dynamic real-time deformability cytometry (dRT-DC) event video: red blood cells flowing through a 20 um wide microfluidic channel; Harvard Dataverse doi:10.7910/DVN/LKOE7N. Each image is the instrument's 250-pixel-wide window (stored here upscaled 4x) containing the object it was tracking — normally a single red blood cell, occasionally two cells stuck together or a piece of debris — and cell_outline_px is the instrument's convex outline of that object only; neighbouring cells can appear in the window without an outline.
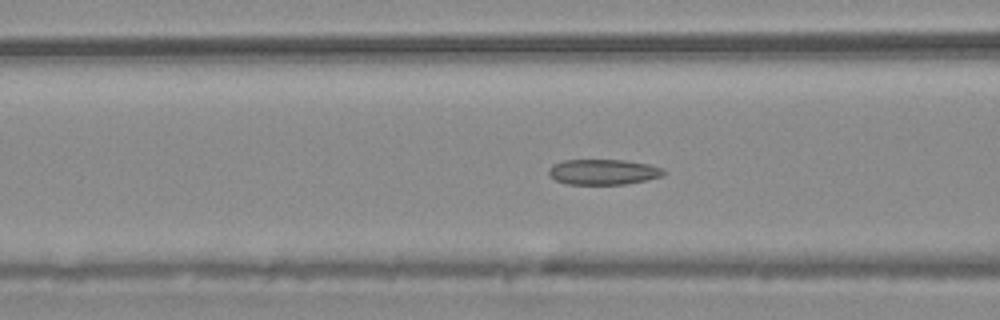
{"species": "common noctule bat (a hibernating species)", "species_latin": "Nyctalus noctula", "temperature_condition": "warm", "stored_images_in_passage": 55, "camera_frame_rate_fps": 3000, "um_per_image_px": 0.085, "animal": {"sex": "male", "body_mass_g": 20.4}, "frame": {"image": 1, "passage_image": 21, "time_ms": 6.667, "image_size_px": [1000, 320], "cell_outline_px": [[664, 176], [624, 184], [568, 184], [556, 180], [548, 176], [548, 168], [552, 164], [564, 160], [624, 160], [648, 164], [664, 168]], "centroid_in_image_um": [51.24, 14.61], "position_along_channel_um": 115.4, "area_um2": 17.05}}
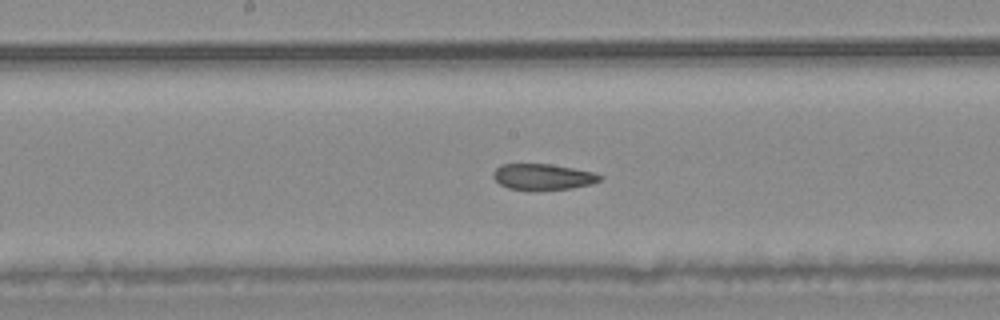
{"frame": {"image": 2, "passage_image": 28, "time_ms": 9.0, "image_size_px": [1000, 320], "cell_outline_px": [[604, 176], [600, 180], [592, 184], [572, 188], [508, 188], [500, 184], [492, 176], [492, 172], [500, 164], [548, 164], [596, 172]], "centroid_in_image_um": [46.17, 14.99], "position_along_channel_um": 202.0, "area_um2": 15.72}}
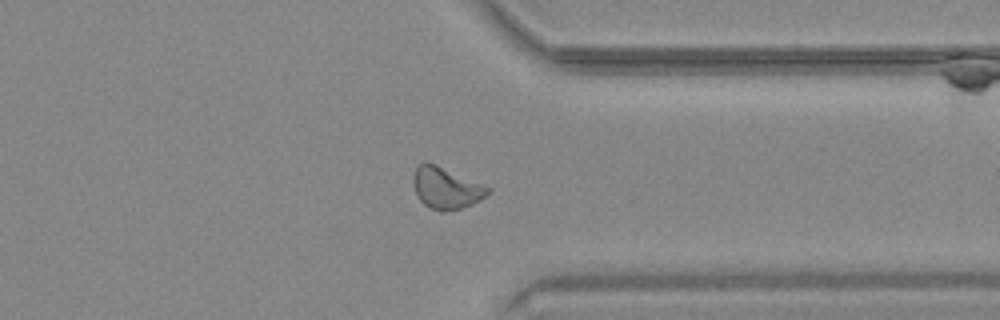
{"frame": {"image": 3, "passage_image": 42, "time_ms": 13.667, "image_size_px": [1000, 320], "cell_outline_px": [[492, 188], [480, 200], [464, 208], [444, 212], [428, 208], [416, 196], [412, 180], [416, 168], [420, 164], [436, 164]], "centroid_in_image_um": [37.91, 16.02], "position_along_channel_um": 373.5, "area_um2": 17.98}, "authors_computed_cell_mechanics": {"area_um2": 17.9758, "velocity_mm_per_s": 3.7177, "shape_relaxation_time_tau1_ms": null, "shape_relaxation_time_tau2_ms": 2.2001, "deformation_change_tau1": null, "deformation_change_tau2": 0.0674}}